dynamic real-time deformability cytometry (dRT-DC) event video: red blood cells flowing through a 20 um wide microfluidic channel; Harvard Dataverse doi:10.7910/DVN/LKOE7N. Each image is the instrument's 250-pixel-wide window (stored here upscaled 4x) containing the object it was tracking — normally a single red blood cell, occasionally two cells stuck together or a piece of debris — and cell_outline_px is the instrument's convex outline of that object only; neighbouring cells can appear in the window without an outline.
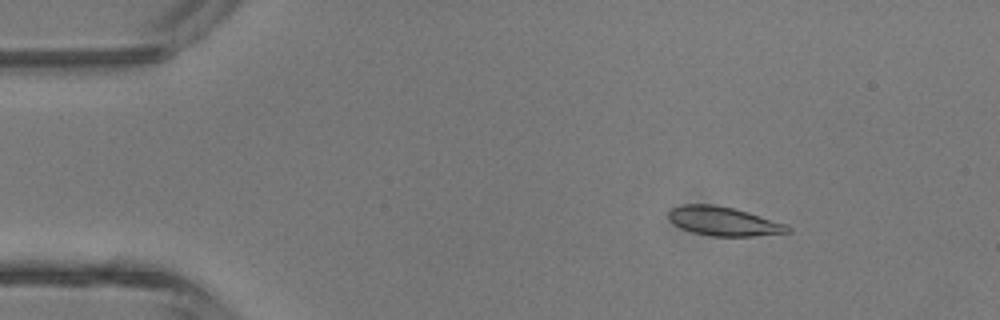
{"species": "common noctule bat (a hibernating species)", "species_latin": "Nyctalus noctula", "temperature_condition": "room temperature", "stored_images_in_passage": 4, "camera_frame_rate_fps": 3000, "um_per_image_px": 0.085, "animal": {"sex": "male", "body_mass_g": 13.3}, "frame": {"image": 1, "passage_image": 1, "time_ms": 0.0, "image_size_px": [1000, 320], "cell_outline_px": [[792, 232], [752, 236], [712, 236], [692, 232], [680, 228], [668, 220], [668, 212], [672, 208], [684, 204], [712, 204], [732, 208], [748, 212], [788, 224], [792, 228]], "centroid_in_image_um": [61.52, 18.81], "position_along_channel_um": 23.5, "area_um2": 20.23}}
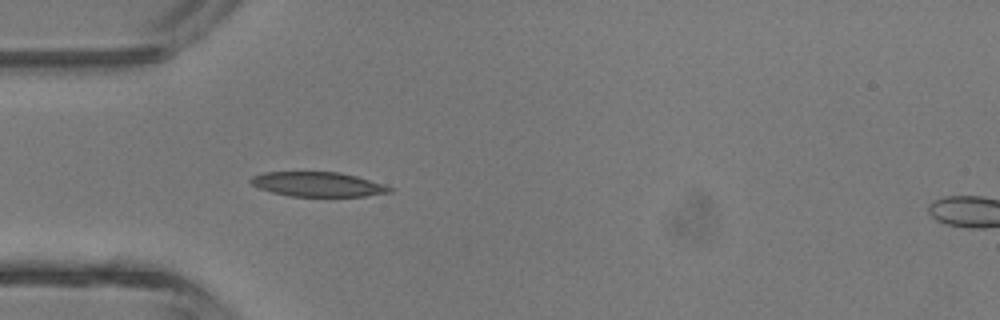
{"frame": {"image": 2, "passage_image": 3, "time_ms": 2.333, "image_size_px": [1000, 320], "cell_outline_px": [[392, 192], [364, 196], [292, 196], [272, 192], [260, 188], [252, 184], [248, 180], [252, 176], [264, 172], [340, 172], [356, 176], [384, 184], [392, 188]], "centroid_in_image_um": [27.01, 15.66], "position_along_channel_um": 58.0, "area_um2": 19.77}}